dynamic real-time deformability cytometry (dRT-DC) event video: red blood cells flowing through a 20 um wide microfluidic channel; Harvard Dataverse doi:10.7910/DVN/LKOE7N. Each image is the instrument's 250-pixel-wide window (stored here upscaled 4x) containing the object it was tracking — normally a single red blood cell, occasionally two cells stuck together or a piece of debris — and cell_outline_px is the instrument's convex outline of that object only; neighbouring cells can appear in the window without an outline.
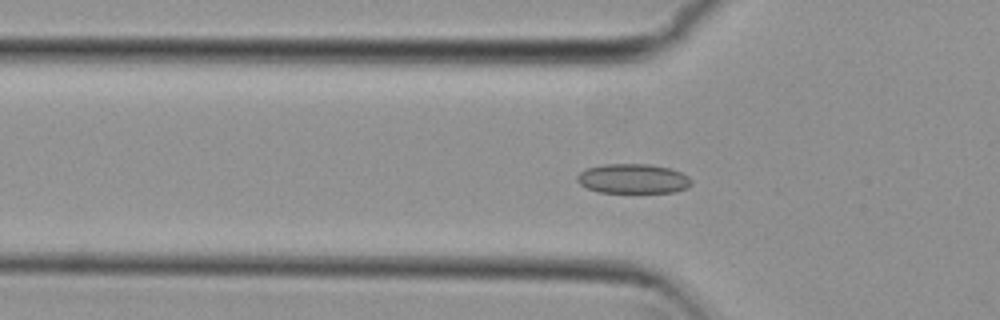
{"species": "common noctule bat (a hibernating species)", "species_latin": "Nyctalus noctula", "temperature_condition": "cold", "stored_images_in_passage": 56, "camera_frame_rate_fps": 3000, "um_per_image_px": 0.085, "animal": {"sex": "female", "body_mass_g": 29.2, "forearm_length_mm": 56.3}, "frame": {"image": 1, "passage_image": 19, "time_ms": 6.0, "image_size_px": [1000, 320], "cell_outline_px": [[688, 184], [684, 188], [668, 192], [604, 192], [588, 188], [580, 180], [580, 176], [588, 168], [616, 164], [636, 164], [664, 168], [676, 172], [684, 176], [688, 180]], "centroid_in_image_um": [53.78, 15.21], "position_along_channel_um": 72.0, "area_um2": 17.98}}
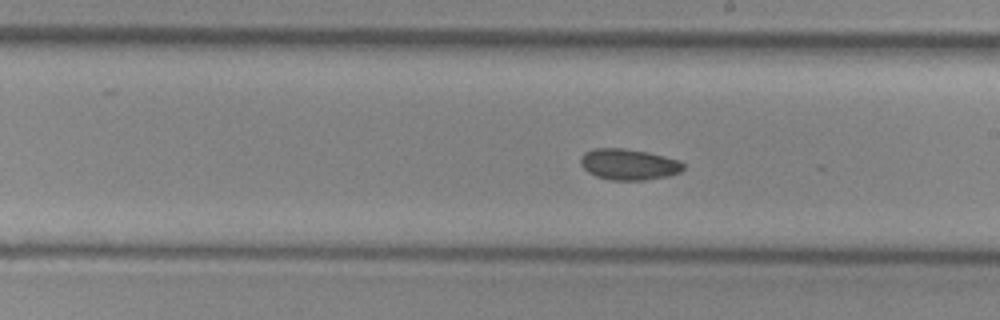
{"frame": {"image": 2, "passage_image": 32, "time_ms": 10.333, "image_size_px": [1000, 320], "cell_outline_px": [[684, 168], [676, 172], [664, 176], [640, 180], [616, 180], [600, 176], [584, 168], [580, 160], [588, 152], [596, 148], [616, 148], [644, 152], [676, 160], [684, 164]], "centroid_in_image_um": [53.43, 13.97], "position_along_channel_um": 235.6, "area_um2": 17.34}}
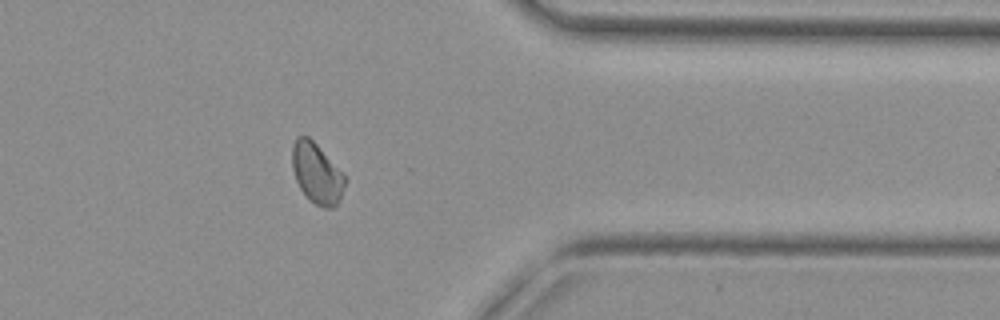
{"frame": {"image": 3, "passage_image": 45, "time_ms": 14.667, "image_size_px": [1000, 320], "cell_outline_px": [[344, 184], [340, 196], [336, 204], [328, 208], [316, 204], [300, 188], [296, 180], [292, 164], [292, 148], [296, 140], [300, 136], [308, 136], [316, 144], [344, 176]], "centroid_in_image_um": [26.89, 14.71], "position_along_channel_um": 384.5, "area_um2": 17.51}}